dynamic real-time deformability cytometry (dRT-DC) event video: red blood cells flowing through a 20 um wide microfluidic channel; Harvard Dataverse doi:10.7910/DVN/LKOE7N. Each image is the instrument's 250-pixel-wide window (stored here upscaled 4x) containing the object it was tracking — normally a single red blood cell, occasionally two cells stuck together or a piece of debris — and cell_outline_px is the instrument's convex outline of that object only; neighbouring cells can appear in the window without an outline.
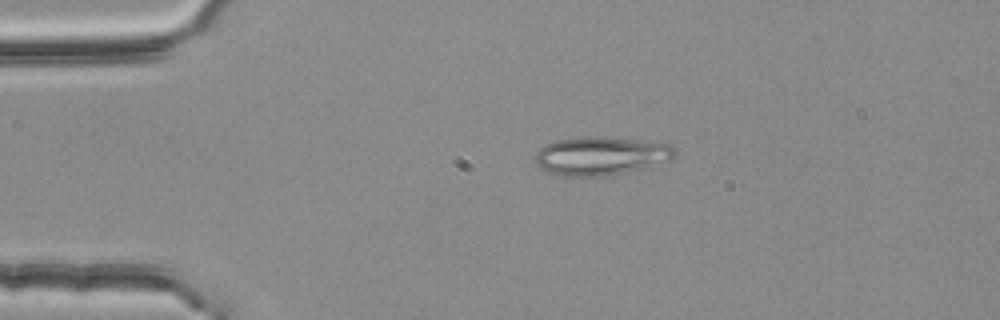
{"species": "common noctule bat (a hibernating species)", "species_latin": "Nyctalus noctula", "temperature_condition": "room temperature", "stored_images_in_passage": 45, "camera_frame_rate_fps": 3000, "um_per_image_px": 0.085, "animal": {"sex": "female", "body_mass_g": 25.1}, "frame": {"image": 1, "passage_image": 2, "time_ms": 0.333, "image_size_px": [1000, 320], "cell_outline_px": [[676, 156], [672, 160], [644, 168], [604, 176], [568, 176], [552, 172], [544, 168], [536, 160], [536, 152], [544, 144], [556, 140], [588, 136], [600, 136], [668, 144], [676, 148]], "centroid_in_image_um": [51.13, 13.23], "position_along_channel_um": 33.9, "area_um2": 30.87}}
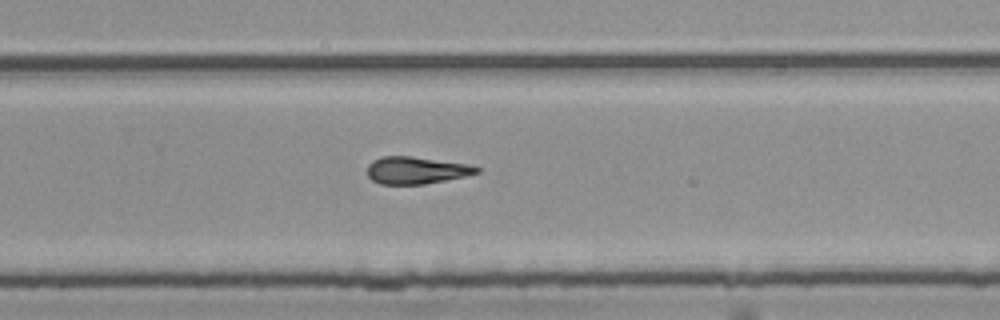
{"frame": {"image": 2, "passage_image": 26, "time_ms": 8.333, "image_size_px": [1000, 320], "cell_outline_px": [[480, 172], [464, 176], [424, 184], [380, 184], [372, 180], [368, 176], [368, 164], [372, 160], [380, 156], [412, 156], [472, 164], [480, 168]], "centroid_in_image_um": [35.38, 14.46], "position_along_channel_um": 294.4, "area_um2": 17.46}}
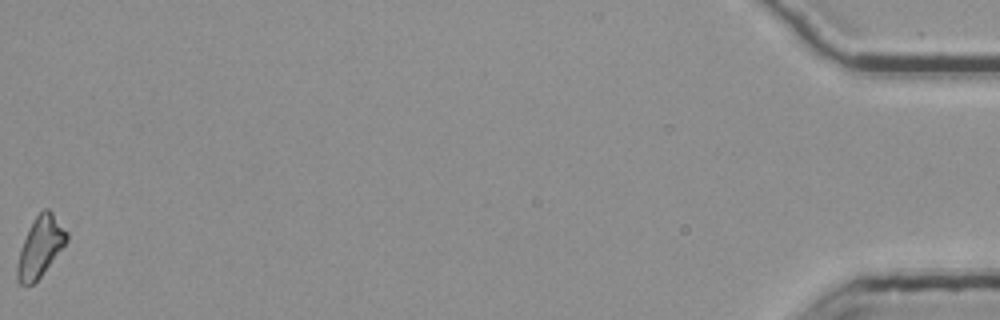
{"frame": {"image": 3, "passage_image": 45, "time_ms": 14.667, "image_size_px": [1000, 320], "cell_outline_px": [[68, 240], [40, 276], [32, 284], [20, 284], [16, 280], [16, 264], [20, 248], [28, 228], [36, 216], [44, 208], [48, 208], [52, 212], [68, 232]], "centroid_in_image_um": [3.39, 20.96], "position_along_channel_um": 431.8, "area_um2": 17.17}, "authors_computed_cell_mechanics": {"area_um2": 17.7446, "velocity_mm_per_s": 3.7895, "shape_relaxation_time_tau1_ms": null, "shape_relaxation_time_tau2_ms": 11.2906, "deformation_change_tau1": null, "deformation_change_tau2": 0.2395}}